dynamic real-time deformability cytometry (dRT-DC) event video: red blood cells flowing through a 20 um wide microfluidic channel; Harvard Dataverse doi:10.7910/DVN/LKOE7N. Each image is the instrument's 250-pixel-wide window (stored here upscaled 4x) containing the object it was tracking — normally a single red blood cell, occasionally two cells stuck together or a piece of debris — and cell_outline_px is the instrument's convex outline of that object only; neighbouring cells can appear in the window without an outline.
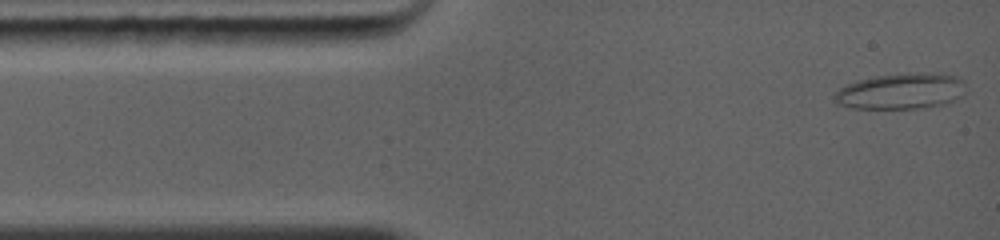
{"species": "common noctule bat (a hibernating species)", "species_latin": "Nyctalus noctula", "temperature_condition": "warm", "stored_images_in_passage": 67, "camera_frame_rate_fps": 5000, "um_per_image_px": 0.085, "animal": {"sex": "female", "body_mass_g": 19.0, "forearm_length_mm": 56.7}, "frame": {"image": 1, "passage_image": 1, "time_ms": 0.0, "image_size_px": [1000, 240], "cell_outline_px": [[964, 96], [948, 104], [924, 108], [852, 108], [840, 104], [832, 96], [840, 88], [848, 84], [860, 80], [876, 76], [924, 72], [956, 76], [964, 80]], "centroid_in_image_um": [76.66, 7.76], "position_along_channel_um": 8.3, "area_um2": 27.4}}
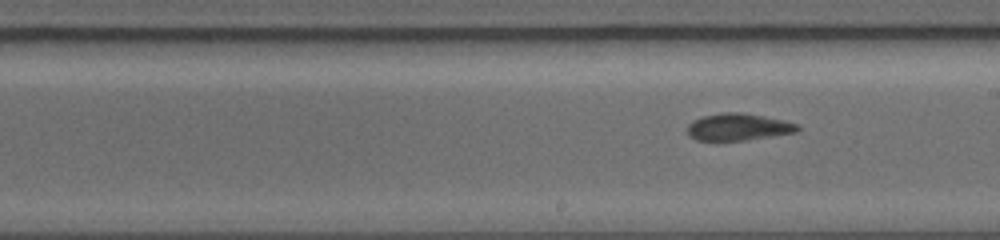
{"frame": {"image": 2, "passage_image": 29, "time_ms": 6.6, "image_size_px": [1000, 240], "cell_outline_px": [[800, 128], [796, 132], [772, 136], [744, 140], [696, 140], [688, 136], [688, 124], [692, 120], [704, 116], [724, 112], [740, 112], [764, 116], [784, 120], [800, 124]], "centroid_in_image_um": [62.76, 10.79], "position_along_channel_um": 226.2, "area_um2": 17.34}}
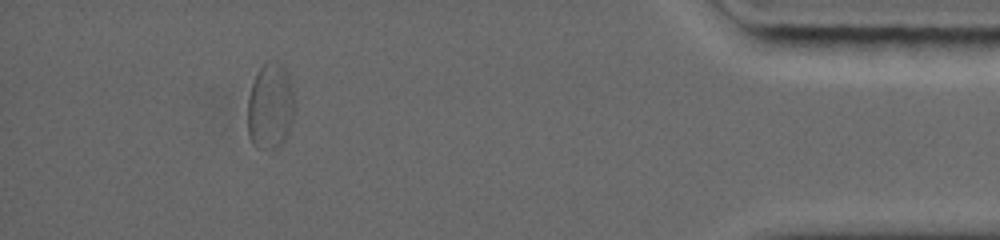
{"frame": {"image": 3, "passage_image": 59, "time_ms": 12.4, "image_size_px": [1000, 240], "cell_outline_px": [[296, 108], [288, 132], [284, 140], [276, 148], [260, 148], [252, 144], [248, 132], [248, 96], [256, 72], [268, 60], [284, 64], [288, 72]], "centroid_in_image_um": [22.98, 9.0], "position_along_channel_um": 412.2, "area_um2": 23.81}, "authors_computed_cell_mechanics": {"area_um2": 18.0336, "velocity_mm_per_s": 4.2857, "shape_relaxation_time_tau1_ms": 6.6544, "shape_relaxation_time_tau2_ms": 2.3048, "deformation_change_tau1": 0.1517, "deformation_change_tau2": 0.0825}}